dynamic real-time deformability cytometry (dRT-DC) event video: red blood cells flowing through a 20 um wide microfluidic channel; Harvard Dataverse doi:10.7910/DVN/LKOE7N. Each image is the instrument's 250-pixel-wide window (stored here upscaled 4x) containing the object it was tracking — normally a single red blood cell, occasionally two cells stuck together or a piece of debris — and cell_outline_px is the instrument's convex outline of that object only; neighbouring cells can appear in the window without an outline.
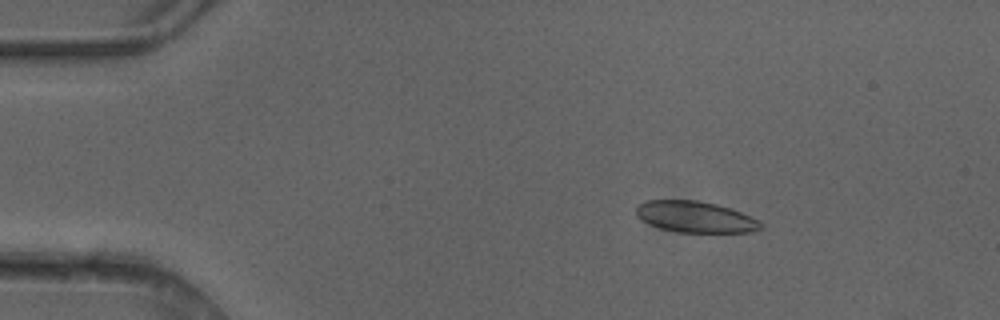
{"species": "common noctule bat (a hibernating species)", "species_latin": "Nyctalus noctula", "temperature_condition": "cold", "stored_images_in_passage": 5, "camera_frame_rate_fps": 3000, "um_per_image_px": 0.085, "animal": {"sex": "female"}, "frame": {"image": 1, "passage_image": 3, "time_ms": 0.667, "image_size_px": [1000, 320], "cell_outline_px": [[764, 228], [752, 232], [680, 232], [660, 228], [644, 220], [636, 212], [636, 204], [648, 200], [696, 200], [716, 204], [740, 212], [760, 220], [764, 224]], "centroid_in_image_um": [59.16, 18.43], "position_along_channel_um": 25.8, "area_um2": 22.48}}
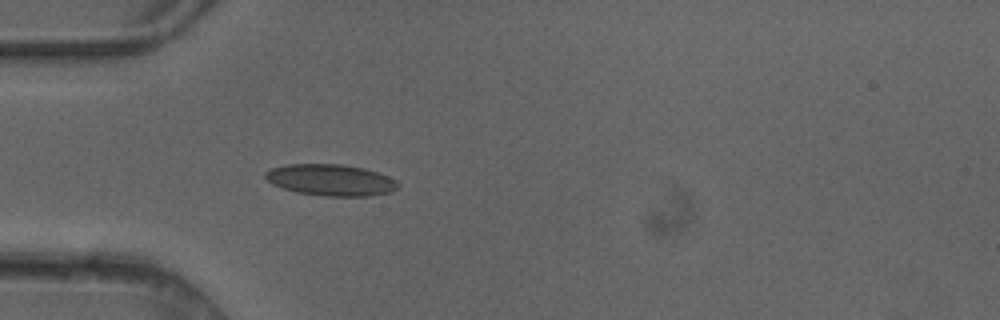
{"frame": {"image": 2, "passage_image": 5, "time_ms": 1.333, "image_size_px": [1000, 320], "cell_outline_px": [[400, 184], [392, 192], [372, 196], [324, 196], [296, 192], [272, 184], [264, 176], [264, 172], [272, 168], [288, 164], [340, 164], [364, 168], [388, 176], [396, 180]], "centroid_in_image_um": [28.13, 15.3], "position_along_channel_um": 56.9, "area_um2": 24.33}}